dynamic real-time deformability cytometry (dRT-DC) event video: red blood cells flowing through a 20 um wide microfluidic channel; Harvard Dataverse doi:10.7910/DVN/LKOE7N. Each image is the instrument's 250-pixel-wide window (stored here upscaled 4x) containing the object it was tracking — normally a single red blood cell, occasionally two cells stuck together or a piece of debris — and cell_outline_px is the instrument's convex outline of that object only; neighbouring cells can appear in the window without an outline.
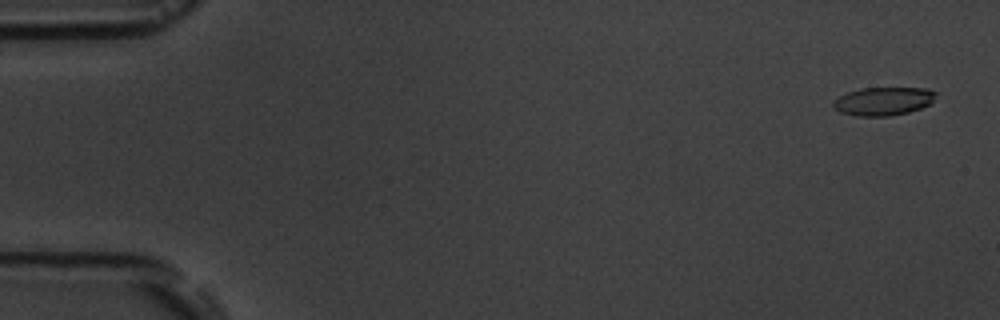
{"species": "common noctule bat (a hibernating species)", "species_latin": "Nyctalus noctula", "temperature_condition": "room temperature", "stored_images_in_passage": 6, "camera_frame_rate_fps": 3000, "um_per_image_px": 0.085, "animal": {"sex": "male", "body_mass_g": 19.5, "forearm_length_mm": 54.6}, "frame": {"image": 1, "passage_image": 6, "time_ms": 6.333, "image_size_px": [1000, 320], "cell_outline_px": [[936, 92], [932, 100], [928, 104], [920, 108], [908, 112], [888, 116], [856, 116], [840, 112], [832, 104], [832, 100], [848, 92], [860, 88], [928, 88]], "centroid_in_image_um": [75.05, 8.6], "position_along_channel_um": 10.0, "area_um2": 16.76}}